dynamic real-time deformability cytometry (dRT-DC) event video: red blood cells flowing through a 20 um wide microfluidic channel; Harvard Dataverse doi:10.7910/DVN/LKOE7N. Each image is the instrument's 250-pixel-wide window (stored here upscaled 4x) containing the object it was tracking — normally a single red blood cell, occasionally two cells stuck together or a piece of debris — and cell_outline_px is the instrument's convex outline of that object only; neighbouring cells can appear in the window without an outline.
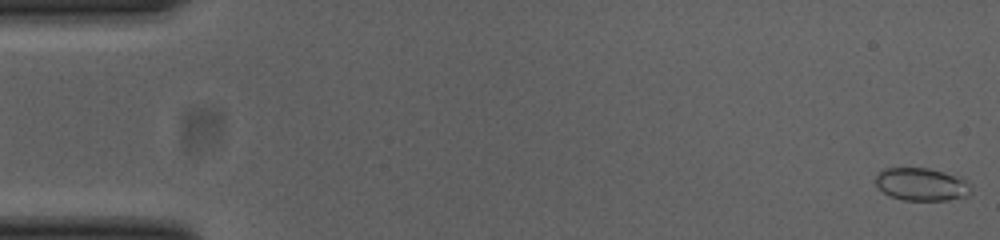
{"species": "common noctule bat (a hibernating species)", "species_latin": "Nyctalus noctula", "temperature_condition": "cold", "stored_images_in_passage": 53, "camera_frame_rate_fps": 3000, "um_per_image_px": 0.085, "animal": {"sex": "female", "body_mass_g": 23.0, "forearm_length_mm": 53.4}, "frame": {"image": 1, "passage_image": 1, "time_ms": 0.0, "image_size_px": [1000, 240], "cell_outline_px": [[972, 192], [968, 196], [948, 200], [900, 200], [888, 196], [876, 184], [876, 176], [884, 168], [928, 168], [944, 172], [964, 180], [968, 184]], "centroid_in_image_um": [78.31, 15.68], "position_along_channel_um": 6.7, "area_um2": 18.09}}
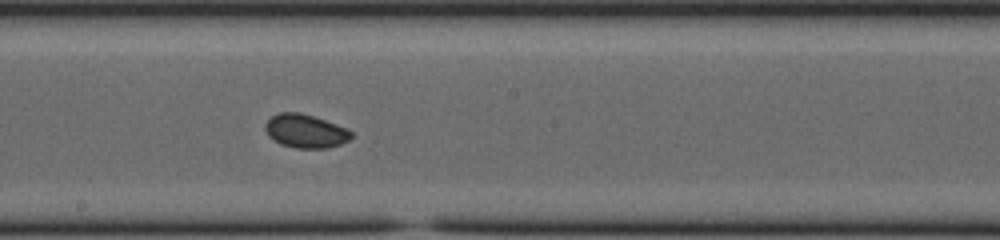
{"frame": {"image": 2, "passage_image": 29, "time_ms": 9.333, "image_size_px": [1000, 240], "cell_outline_px": [[352, 136], [348, 140], [340, 144], [328, 148], [296, 148], [280, 144], [272, 140], [268, 136], [264, 128], [264, 124], [276, 112], [300, 112], [348, 128], [352, 132]], "centroid_in_image_um": [25.93, 11.14], "position_along_channel_um": 222.3, "area_um2": 16.94}}
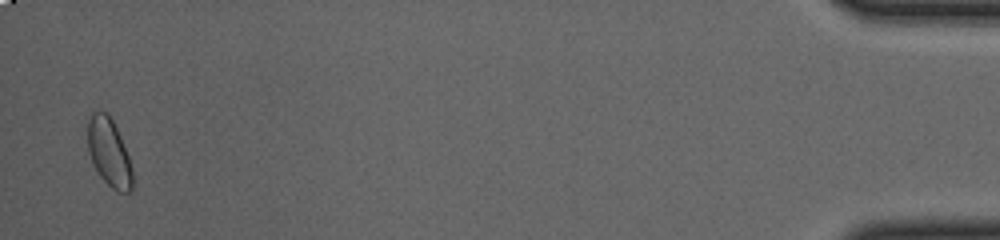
{"frame": {"image": 3, "passage_image": 52, "time_ms": 17.0, "image_size_px": [1000, 240], "cell_outline_px": [[132, 192], [120, 192], [112, 188], [100, 176], [88, 152], [88, 120], [92, 112], [108, 112], [120, 136], [128, 156], [132, 168]], "centroid_in_image_um": [9.27, 12.96], "position_along_channel_um": 425.9, "area_um2": 17.46}}